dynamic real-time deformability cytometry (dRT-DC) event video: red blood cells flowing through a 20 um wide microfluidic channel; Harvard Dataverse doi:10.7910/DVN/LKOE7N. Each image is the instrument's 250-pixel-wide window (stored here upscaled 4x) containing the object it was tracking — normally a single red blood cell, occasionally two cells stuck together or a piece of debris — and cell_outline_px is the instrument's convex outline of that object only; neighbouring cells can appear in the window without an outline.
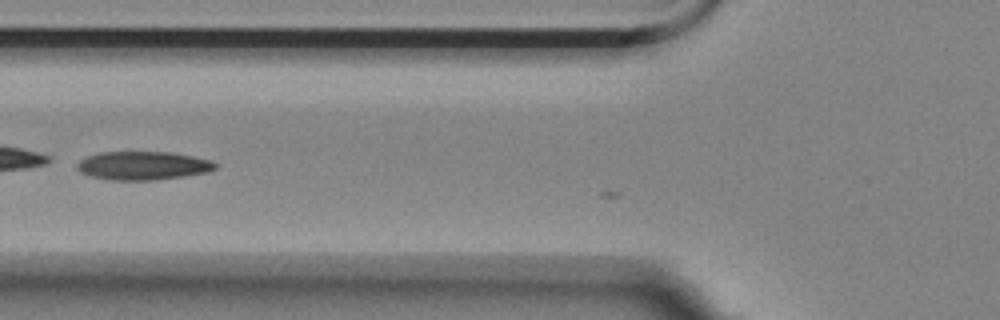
{"species": "Egyptian fruit bat (a non-hibernating species)", "species_latin": "Rousettus aegyptiacus", "temperature_condition": "room temperature", "stored_images_in_passage": 5, "camera_frame_rate_fps": 3000, "um_per_image_px": 0.085, "animal": {"sex": "female"}, "frame": {"image": 1, "passage_image": 4, "time_ms": 1.0, "image_size_px": [1000, 320], "cell_outline_px": [[216, 168], [208, 172], [156, 180], [112, 180], [92, 176], [80, 172], [76, 168], [76, 164], [80, 160], [88, 156], [100, 152], [172, 152], [212, 160], [216, 164]], "centroid_in_image_um": [12.15, 14.07], "position_along_channel_um": 113.7, "area_um2": 22.89}}